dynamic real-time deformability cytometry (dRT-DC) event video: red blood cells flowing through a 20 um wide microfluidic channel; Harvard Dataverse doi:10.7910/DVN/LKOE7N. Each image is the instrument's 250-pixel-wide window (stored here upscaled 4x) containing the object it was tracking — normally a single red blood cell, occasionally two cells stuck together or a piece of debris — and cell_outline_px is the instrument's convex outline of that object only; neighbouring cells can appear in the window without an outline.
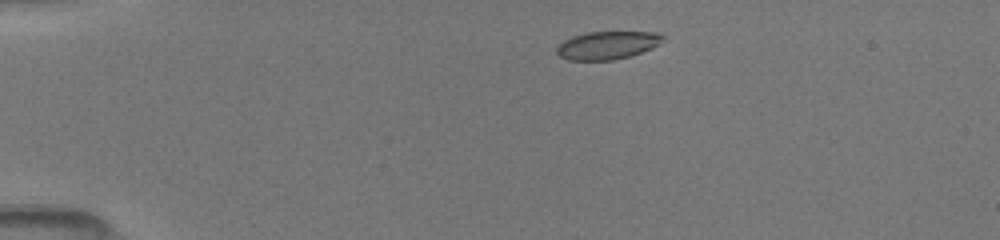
{"species": "common noctule bat (a hibernating species)", "species_latin": "Nyctalus noctula", "temperature_condition": "room temperature", "stored_images_in_passage": 7, "camera_frame_rate_fps": 3000, "um_per_image_px": 0.085, "animal": {"sex": "female", "body_mass_g": 19.5, "forearm_length_mm": 54.1}, "frame": {"image": 1, "passage_image": 1, "time_ms": 0.0, "image_size_px": [1000, 240], "cell_outline_px": [[664, 36], [660, 44], [652, 48], [628, 56], [612, 60], [568, 60], [560, 56], [556, 52], [556, 48], [564, 40], [572, 36], [588, 32], [660, 32]], "centroid_in_image_um": [51.62, 3.84], "position_along_channel_um": 33.4, "area_um2": 17.22}}
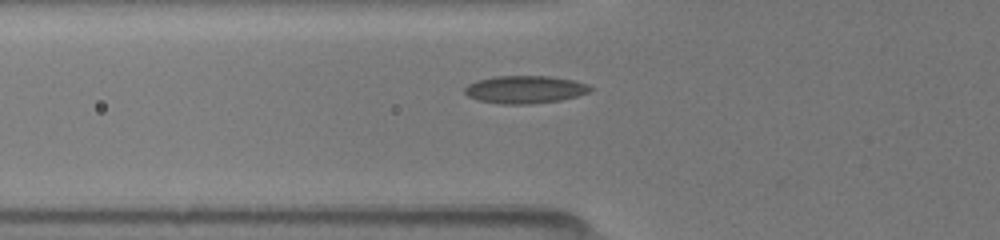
{"frame": {"image": 2, "passage_image": 6, "time_ms": 2.667, "image_size_px": [1000, 240], "cell_outline_px": [[596, 88], [592, 92], [560, 100], [532, 104], [500, 104], [476, 100], [468, 96], [464, 92], [464, 88], [468, 84], [480, 80], [496, 76], [548, 76], [572, 80], [588, 84]], "centroid_in_image_um": [44.66, 7.62], "position_along_channel_um": 81.1, "area_um2": 20.4}}